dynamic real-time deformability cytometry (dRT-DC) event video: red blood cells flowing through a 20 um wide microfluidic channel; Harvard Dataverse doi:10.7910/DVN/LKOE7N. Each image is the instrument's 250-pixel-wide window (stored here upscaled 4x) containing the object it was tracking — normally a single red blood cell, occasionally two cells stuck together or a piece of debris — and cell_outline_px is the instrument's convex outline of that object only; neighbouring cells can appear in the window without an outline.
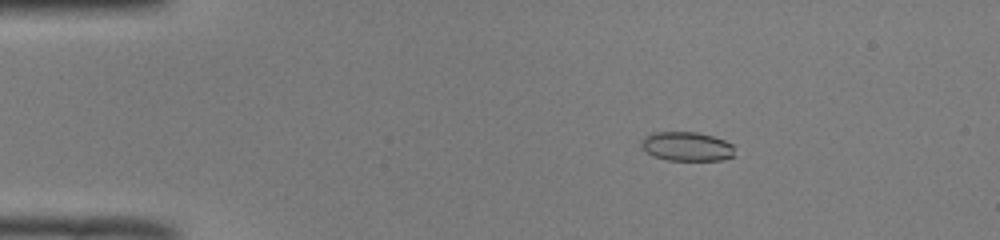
{"species": "common noctule bat (a hibernating species)", "species_latin": "Nyctalus noctula", "temperature_condition": "room temperature", "stored_images_in_passage": 51, "camera_frame_rate_fps": 3000, "um_per_image_px": 0.085, "animal": {"sex": "male", "body_mass_g": 19.0, "forearm_length_mm": 50.8}, "frame": {"image": 1, "passage_image": 9, "time_ms": 2.667, "image_size_px": [1000, 240], "cell_outline_px": [[736, 156], [724, 160], [668, 160], [652, 156], [640, 144], [644, 136], [652, 132], [696, 132], [712, 136], [724, 140], [732, 144]], "centroid_in_image_um": [58.4, 12.45], "position_along_channel_um": 26.6, "area_um2": 15.95}}
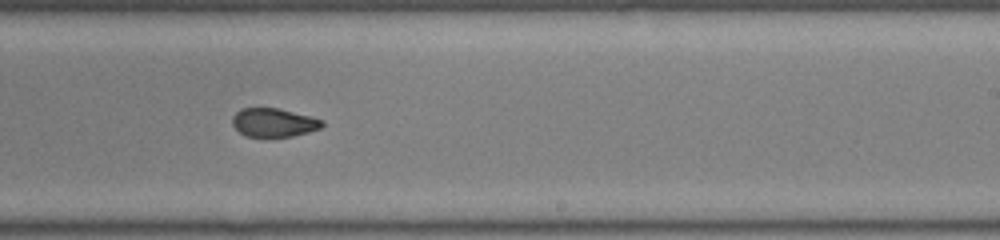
{"frame": {"image": 2, "passage_image": 32, "time_ms": 10.333, "image_size_px": [1000, 240], "cell_outline_px": [[324, 124], [320, 128], [308, 132], [292, 136], [264, 140], [244, 136], [232, 124], [232, 116], [240, 108], [276, 108], [312, 116], [324, 120]], "centroid_in_image_um": [23.24, 10.46], "position_along_channel_um": 265.8, "area_um2": 15.61}}
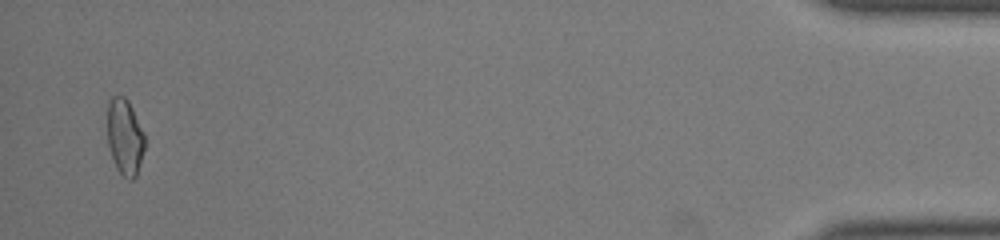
{"frame": {"image": 3, "passage_image": 50, "time_ms": 16.333, "image_size_px": [1000, 240], "cell_outline_px": [[144, 148], [136, 176], [132, 180], [128, 180], [116, 168], [108, 144], [108, 100], [112, 96], [124, 96], [128, 100], [144, 132]], "centroid_in_image_um": [10.61, 11.62], "position_along_channel_um": 424.6, "area_um2": 16.42}, "authors_computed_cell_mechanics": {"area_um2": 16.184, "velocity_mm_per_s": 4.0138, "shape_relaxation_time_tau1_ms": 5.6982, "shape_relaxation_time_tau2_ms": 1.3049, "deformation_change_tau1": 0.1636, "deformation_change_tau2": 0.0628}}